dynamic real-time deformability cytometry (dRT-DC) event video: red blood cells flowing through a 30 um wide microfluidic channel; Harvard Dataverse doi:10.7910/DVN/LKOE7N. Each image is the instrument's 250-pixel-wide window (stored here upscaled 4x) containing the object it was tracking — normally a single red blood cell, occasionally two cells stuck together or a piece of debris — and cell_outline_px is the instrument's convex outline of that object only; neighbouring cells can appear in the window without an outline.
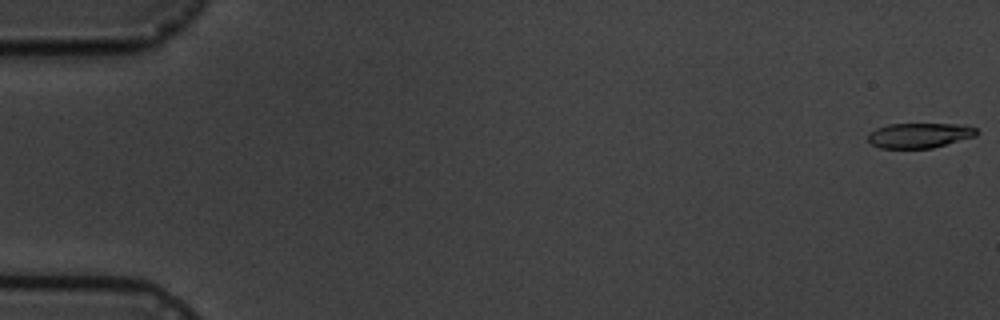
{"species": "common noctule bat (a hibernating species)", "species_latin": "Nyctalus noctula", "temperature_condition": "cold", "stored_images_in_passage": 6, "camera_frame_rate_fps": 3000, "um_per_image_px": 0.085, "animal": {"sex": "male", "body_mass_g": 19.5, "forearm_length_mm": 54.6}, "frame": {"image": 1, "passage_image": 1, "time_ms": 0.0, "image_size_px": [1000, 320], "cell_outline_px": [[980, 132], [976, 136], [932, 148], [880, 148], [872, 144], [868, 140], [868, 136], [876, 128], [888, 124], [968, 124], [976, 128]], "centroid_in_image_um": [78.21, 11.5], "position_along_channel_um": 6.8, "area_um2": 15.9}}